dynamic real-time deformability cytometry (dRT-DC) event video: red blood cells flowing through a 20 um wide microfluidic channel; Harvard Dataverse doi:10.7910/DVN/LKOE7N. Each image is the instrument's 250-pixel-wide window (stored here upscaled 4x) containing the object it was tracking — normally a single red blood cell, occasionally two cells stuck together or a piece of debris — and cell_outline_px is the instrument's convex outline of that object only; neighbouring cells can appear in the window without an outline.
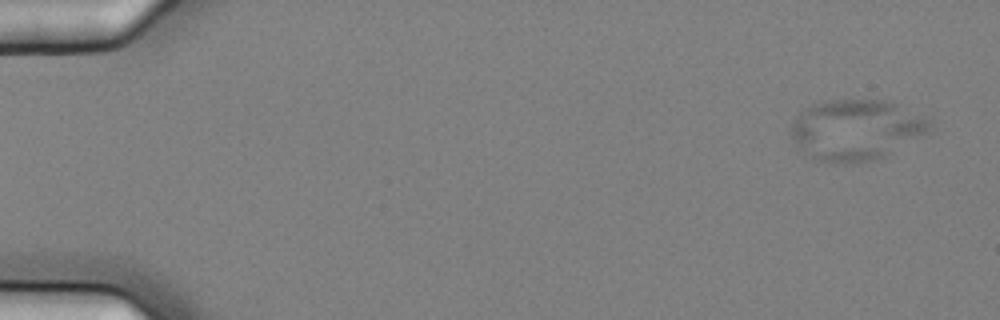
{"species": "common noctule bat (a hibernating species)", "species_latin": "Nyctalus noctula", "temperature_condition": "cold", "stored_images_in_passage": 6, "camera_frame_rate_fps": 3000, "um_per_image_px": 0.085, "animal": {"sex": "female", "body_mass_g": 25.1}, "frame": {"image": 1, "passage_image": 1, "time_ms": 0.0, "image_size_px": [1000, 320], "cell_outline_px": [[932, 128], [928, 132], [884, 156], [872, 160], [844, 164], [832, 164], [816, 160], [796, 148], [792, 136], [792, 124], [804, 108], [812, 104], [832, 100], [884, 100], [896, 104], [928, 120], [932, 124]], "centroid_in_image_um": [72.71, 11.06], "position_along_channel_um": 12.3, "area_um2": 48.55}}
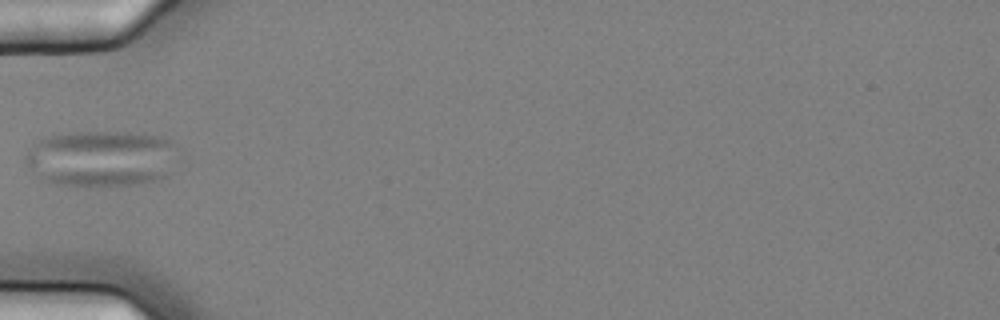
{"frame": {"image": 2, "passage_image": 6, "time_ms": 1.667, "image_size_px": [1000, 320], "cell_outline_px": [[176, 148], [168, 176], [160, 180], [120, 188], [88, 188], [60, 184], [40, 180], [36, 176], [24, 160], [24, 156], [36, 140], [44, 136], [72, 132], [128, 132], [164, 136], [176, 144]], "centroid_in_image_um": [8.6, 13.51], "position_along_channel_um": 76.4, "area_um2": 51.62}}